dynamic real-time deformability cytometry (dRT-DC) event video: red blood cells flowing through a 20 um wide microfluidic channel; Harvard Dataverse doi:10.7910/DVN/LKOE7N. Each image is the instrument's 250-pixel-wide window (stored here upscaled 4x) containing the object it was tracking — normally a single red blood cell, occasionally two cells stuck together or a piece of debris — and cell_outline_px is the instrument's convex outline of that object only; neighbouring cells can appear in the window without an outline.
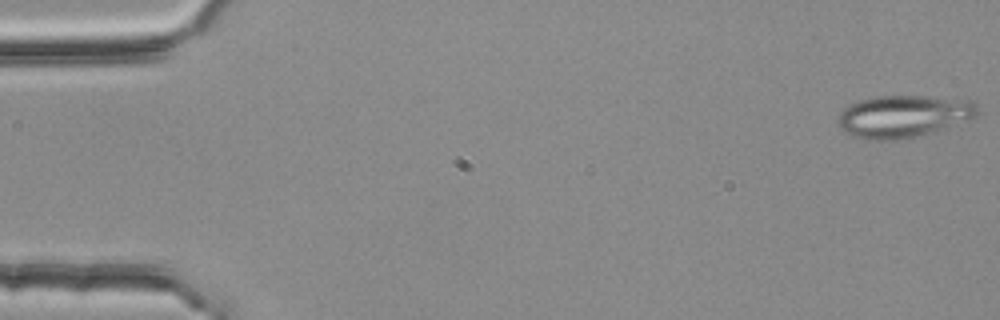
{"species": "common noctule bat (a hibernating species)", "species_latin": "Nyctalus noctula", "temperature_condition": "room temperature", "stored_images_in_passage": 51, "camera_frame_rate_fps": 3000, "um_per_image_px": 0.085, "animal": {"sex": "female", "body_mass_g": 25.1}, "frame": {"image": 1, "passage_image": 1, "time_ms": 0.0, "image_size_px": [1000, 320], "cell_outline_px": [[980, 112], [976, 116], [936, 132], [904, 140], [864, 140], [852, 136], [840, 128], [836, 120], [840, 112], [848, 104], [856, 100], [872, 96], [928, 96], [972, 100], [976, 104]], "centroid_in_image_um": [76.76, 9.89], "position_along_channel_um": 8.2, "area_um2": 35.14}}
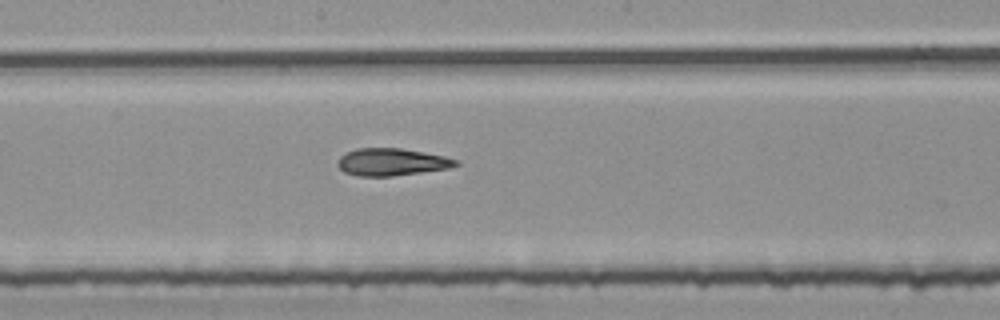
{"frame": {"image": 2, "passage_image": 29, "time_ms": 9.333, "image_size_px": [1000, 320], "cell_outline_px": [[460, 164], [448, 168], [392, 176], [356, 176], [344, 172], [336, 164], [336, 160], [344, 152], [356, 148], [400, 148], [424, 152], [444, 156], [460, 160]], "centroid_in_image_um": [33.25, 13.76], "position_along_channel_um": 215.0, "area_um2": 18.96}}
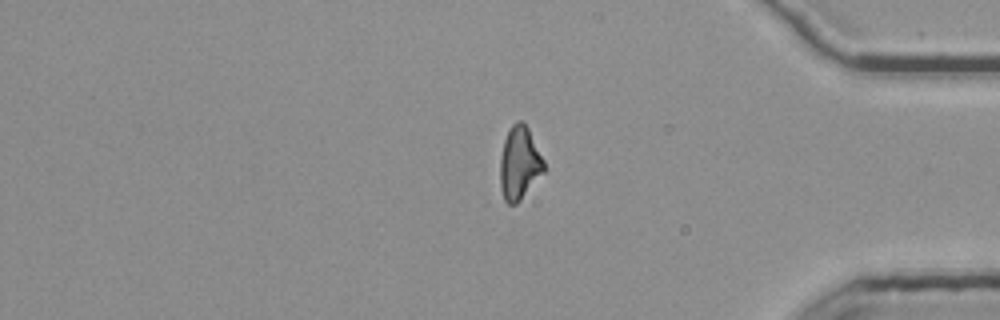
{"frame": {"image": 3, "passage_image": 45, "time_ms": 14.667, "image_size_px": [1000, 320], "cell_outline_px": [[544, 172], [520, 200], [516, 204], [508, 204], [504, 200], [500, 188], [500, 160], [504, 140], [512, 124], [516, 120], [520, 120], [528, 128], [544, 160]], "centroid_in_image_um": [44.14, 13.88], "position_along_channel_um": 391.1, "area_um2": 18.55}}